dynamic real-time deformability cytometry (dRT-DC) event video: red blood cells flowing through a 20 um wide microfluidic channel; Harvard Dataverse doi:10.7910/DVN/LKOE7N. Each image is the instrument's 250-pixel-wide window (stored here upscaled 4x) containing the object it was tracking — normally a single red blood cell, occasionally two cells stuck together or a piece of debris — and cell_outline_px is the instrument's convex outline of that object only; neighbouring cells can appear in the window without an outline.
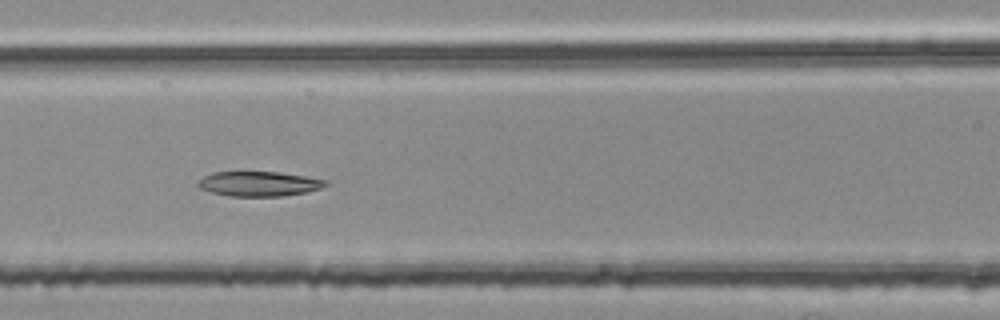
{"species": "common noctule bat (a hibernating species)", "species_latin": "Nyctalus noctula", "temperature_condition": "room temperature", "stored_images_in_passage": 38, "segment_of_instrument_passage": [2, 2], "camera_frame_rate_fps": 3000, "um_per_image_px": 0.085, "animal": {"sex": "female", "body_mass_g": 25.1}, "frame": {"image": 1, "passage_image": 24, "time_ms": 7.667, "image_size_px": [1000, 320], "cell_outline_px": [[328, 184], [320, 188], [308, 192], [284, 196], [228, 196], [212, 192], [200, 188], [196, 184], [196, 180], [212, 172], [276, 172], [304, 176], [328, 180]], "centroid_in_image_um": [21.99, 15.62], "position_along_channel_um": 144.6, "area_um2": 18.5}}
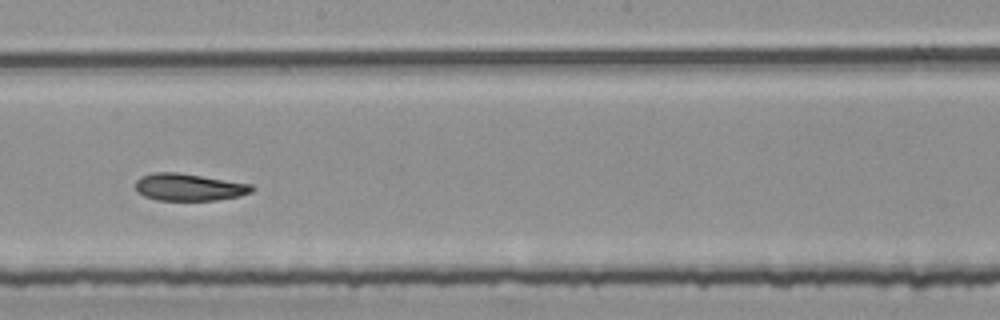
{"frame": {"image": 2, "passage_image": 31, "time_ms": 10.0, "image_size_px": [1000, 320], "cell_outline_px": [[256, 188], [252, 192], [240, 196], [216, 200], [156, 200], [144, 196], [136, 188], [136, 180], [140, 176], [156, 172], [180, 172], [252, 184]], "centroid_in_image_um": [16.1, 15.9], "position_along_channel_um": 232.1, "area_um2": 18.55}}
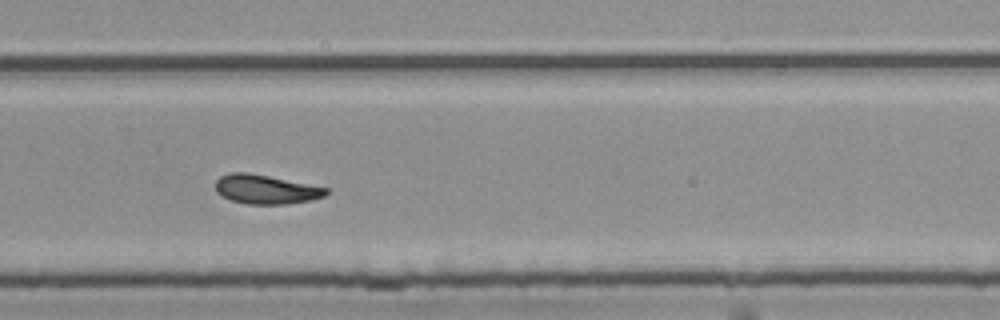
{"frame": {"image": 3, "passage_image": 37, "time_ms": 12.0, "image_size_px": [1000, 320], "cell_outline_px": [[328, 192], [324, 196], [312, 200], [288, 204], [248, 204], [232, 200], [216, 192], [216, 180], [220, 176], [232, 172], [248, 172], [328, 188]], "centroid_in_image_um": [22.59, 16.09], "position_along_channel_um": 307.2, "area_um2": 18.61}}